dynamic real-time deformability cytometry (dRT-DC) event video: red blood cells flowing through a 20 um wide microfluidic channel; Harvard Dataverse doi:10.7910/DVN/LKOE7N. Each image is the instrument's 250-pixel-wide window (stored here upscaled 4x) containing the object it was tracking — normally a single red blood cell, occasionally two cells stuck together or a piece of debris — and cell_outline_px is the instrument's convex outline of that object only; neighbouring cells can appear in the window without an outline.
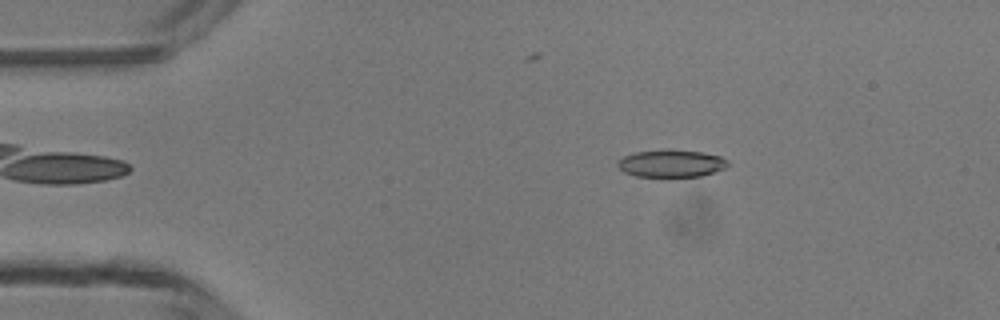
{"species": "common noctule bat (a hibernating species)", "species_latin": "Nyctalus noctula", "temperature_condition": "room temperature", "stored_images_in_passage": 43, "camera_frame_rate_fps": 3000, "um_per_image_px": 0.085, "animal": {"sex": "male", "body_mass_g": 13.3}, "frame": {"image": 1, "passage_image": 4, "time_ms": 1.0, "image_size_px": [1000, 320], "cell_outline_px": [[728, 164], [724, 168], [700, 176], [668, 180], [636, 176], [624, 172], [616, 164], [624, 156], [636, 152], [700, 152], [720, 156], [728, 160]], "centroid_in_image_um": [57.04, 13.99], "position_along_channel_um": 28.0, "area_um2": 17.46}}
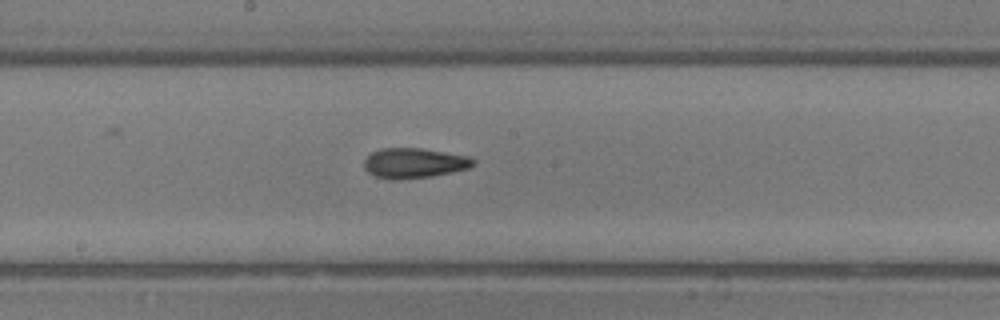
{"frame": {"image": 2, "passage_image": 21, "time_ms": 6.667, "image_size_px": [1000, 320], "cell_outline_px": [[476, 164], [472, 168], [432, 176], [400, 180], [388, 180], [376, 176], [368, 172], [364, 168], [364, 160], [372, 152], [380, 148], [424, 148], [468, 156], [476, 160]], "centroid_in_image_um": [35.23, 13.87], "position_along_channel_um": 213.0, "area_um2": 19.48}}
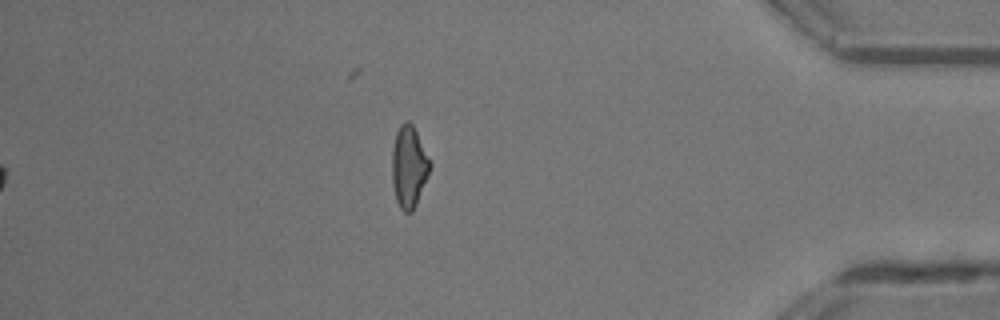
{"frame": {"image": 3, "passage_image": 37, "time_ms": 12.0, "image_size_px": [1000, 320], "cell_outline_px": [[432, 164], [416, 204], [412, 212], [404, 212], [400, 208], [396, 200], [392, 184], [392, 148], [396, 132], [400, 124], [404, 120], [408, 120], [412, 124]], "centroid_in_image_um": [34.73, 14.16], "position_along_channel_um": 400.5, "area_um2": 17.98}, "authors_computed_cell_mechanics": {"area_um2": 18.0914, "velocity_mm_per_s": 4.2957, "shape_relaxation_time_tau1_ms": 9.8153, "shape_relaxation_time_tau2_ms": 4.1612, "deformation_change_tau1": 0.239, "deformation_change_tau2": 0.1379}}